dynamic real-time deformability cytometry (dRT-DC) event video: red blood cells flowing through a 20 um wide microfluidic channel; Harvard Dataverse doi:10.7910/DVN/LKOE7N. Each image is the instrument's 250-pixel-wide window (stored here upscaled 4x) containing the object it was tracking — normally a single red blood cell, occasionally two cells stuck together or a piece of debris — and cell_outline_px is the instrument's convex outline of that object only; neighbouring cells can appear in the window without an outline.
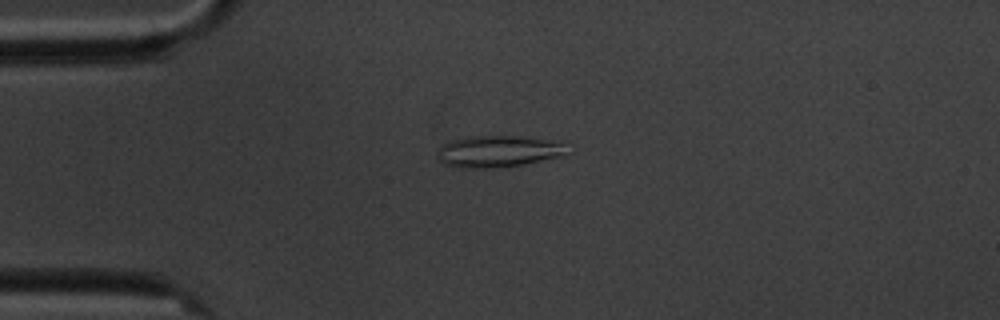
{"species": "common noctule bat (a hibernating species)", "species_latin": "Nyctalus noctula", "temperature_condition": "cold", "stored_images_in_passage": 1, "camera_frame_rate_fps": 3000, "um_per_image_px": 0.085, "animal": {"sex": "male", "body_mass_g": 20.1, "forearm_length_mm": 53.5}, "frame": {"image": 1, "passage_image": 1, "time_ms": 0.0, "image_size_px": [1000, 320], "cell_outline_px": [[572, 152], [564, 156], [524, 164], [488, 168], [460, 168], [444, 164], [440, 160], [440, 148], [444, 144], [452, 140], [472, 136], [512, 136], [560, 140], [572, 144]], "centroid_in_image_um": [42.56, 12.85], "position_along_channel_um": 42.4, "area_um2": 24.33}}